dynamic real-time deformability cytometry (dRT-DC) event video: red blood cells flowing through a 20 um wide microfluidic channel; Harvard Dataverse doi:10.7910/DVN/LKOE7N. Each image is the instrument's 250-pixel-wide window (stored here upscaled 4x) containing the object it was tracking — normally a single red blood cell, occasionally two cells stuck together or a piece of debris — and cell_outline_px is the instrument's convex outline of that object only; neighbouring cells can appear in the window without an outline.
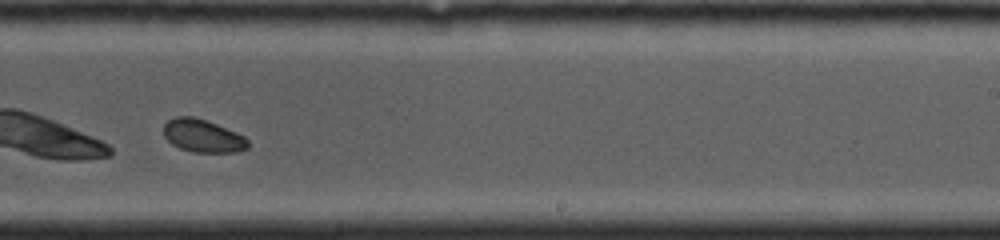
{"species": "common noctule bat (a hibernating species)", "species_latin": "Nyctalus noctula", "temperature_condition": "cold", "stored_images_in_passage": 48, "camera_frame_rate_fps": 4000, "um_per_image_px": 0.085, "animal": {"sex": "female", "body_mass_g": 19.0, "forearm_length_mm": 53.3}, "frame": {"image": 1, "passage_image": 26, "time_ms": 5.0, "image_size_px": [1000, 240], "cell_outline_px": [[248, 148], [236, 152], [192, 152], [180, 148], [172, 144], [164, 136], [164, 124], [168, 120], [176, 116], [192, 116], [208, 120], [236, 132], [244, 136], [248, 140]], "centroid_in_image_um": [17.23, 11.54], "position_along_channel_um": 271.8, "area_um2": 16.24}}